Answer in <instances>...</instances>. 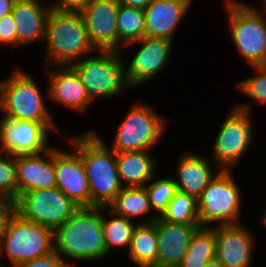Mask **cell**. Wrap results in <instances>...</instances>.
Wrapping results in <instances>:
<instances>
[{"label": "cell", "mask_w": 266, "mask_h": 267, "mask_svg": "<svg viewBox=\"0 0 266 267\" xmlns=\"http://www.w3.org/2000/svg\"><path fill=\"white\" fill-rule=\"evenodd\" d=\"M263 2H264L265 9H266V0H263Z\"/></svg>", "instance_id": "obj_41"}, {"label": "cell", "mask_w": 266, "mask_h": 267, "mask_svg": "<svg viewBox=\"0 0 266 267\" xmlns=\"http://www.w3.org/2000/svg\"><path fill=\"white\" fill-rule=\"evenodd\" d=\"M6 254L14 267L46 256L54 251V231L28 221L16 213L0 237V253Z\"/></svg>", "instance_id": "obj_6"}, {"label": "cell", "mask_w": 266, "mask_h": 267, "mask_svg": "<svg viewBox=\"0 0 266 267\" xmlns=\"http://www.w3.org/2000/svg\"><path fill=\"white\" fill-rule=\"evenodd\" d=\"M99 56L86 57L71 66L86 86L90 98L117 97L124 93L126 81L125 64L117 51H97Z\"/></svg>", "instance_id": "obj_7"}, {"label": "cell", "mask_w": 266, "mask_h": 267, "mask_svg": "<svg viewBox=\"0 0 266 267\" xmlns=\"http://www.w3.org/2000/svg\"><path fill=\"white\" fill-rule=\"evenodd\" d=\"M73 200L57 187L31 190L16 200V212L24 219L55 231L78 209Z\"/></svg>", "instance_id": "obj_10"}, {"label": "cell", "mask_w": 266, "mask_h": 267, "mask_svg": "<svg viewBox=\"0 0 266 267\" xmlns=\"http://www.w3.org/2000/svg\"><path fill=\"white\" fill-rule=\"evenodd\" d=\"M160 218L174 224L200 225L197 199L177 191Z\"/></svg>", "instance_id": "obj_28"}, {"label": "cell", "mask_w": 266, "mask_h": 267, "mask_svg": "<svg viewBox=\"0 0 266 267\" xmlns=\"http://www.w3.org/2000/svg\"><path fill=\"white\" fill-rule=\"evenodd\" d=\"M18 267H69L64 259L54 250L50 254L23 263Z\"/></svg>", "instance_id": "obj_35"}, {"label": "cell", "mask_w": 266, "mask_h": 267, "mask_svg": "<svg viewBox=\"0 0 266 267\" xmlns=\"http://www.w3.org/2000/svg\"><path fill=\"white\" fill-rule=\"evenodd\" d=\"M54 122H34L3 117L0 119V150L13 156L43 154L47 146L48 130Z\"/></svg>", "instance_id": "obj_12"}, {"label": "cell", "mask_w": 266, "mask_h": 267, "mask_svg": "<svg viewBox=\"0 0 266 267\" xmlns=\"http://www.w3.org/2000/svg\"><path fill=\"white\" fill-rule=\"evenodd\" d=\"M139 222L133 232L128 250V256L139 267H157L158 239L155 219Z\"/></svg>", "instance_id": "obj_24"}, {"label": "cell", "mask_w": 266, "mask_h": 267, "mask_svg": "<svg viewBox=\"0 0 266 267\" xmlns=\"http://www.w3.org/2000/svg\"><path fill=\"white\" fill-rule=\"evenodd\" d=\"M56 187L80 207H90V186L80 154L54 148Z\"/></svg>", "instance_id": "obj_15"}, {"label": "cell", "mask_w": 266, "mask_h": 267, "mask_svg": "<svg viewBox=\"0 0 266 267\" xmlns=\"http://www.w3.org/2000/svg\"><path fill=\"white\" fill-rule=\"evenodd\" d=\"M16 213V200L0 196V237L7 230L9 221Z\"/></svg>", "instance_id": "obj_34"}, {"label": "cell", "mask_w": 266, "mask_h": 267, "mask_svg": "<svg viewBox=\"0 0 266 267\" xmlns=\"http://www.w3.org/2000/svg\"><path fill=\"white\" fill-rule=\"evenodd\" d=\"M173 42L164 38L143 37L124 45H142L131 59L130 65L125 67L126 81L130 87L141 85L160 74L168 63Z\"/></svg>", "instance_id": "obj_14"}, {"label": "cell", "mask_w": 266, "mask_h": 267, "mask_svg": "<svg viewBox=\"0 0 266 267\" xmlns=\"http://www.w3.org/2000/svg\"><path fill=\"white\" fill-rule=\"evenodd\" d=\"M0 44H11L12 47L18 45L16 22L12 13L0 19Z\"/></svg>", "instance_id": "obj_33"}, {"label": "cell", "mask_w": 266, "mask_h": 267, "mask_svg": "<svg viewBox=\"0 0 266 267\" xmlns=\"http://www.w3.org/2000/svg\"><path fill=\"white\" fill-rule=\"evenodd\" d=\"M108 211H110L109 215H113V218L107 220L102 215V226L107 255L111 253L113 247L129 248L133 232L137 226V223L133 224L131 219L114 214L110 209Z\"/></svg>", "instance_id": "obj_29"}, {"label": "cell", "mask_w": 266, "mask_h": 267, "mask_svg": "<svg viewBox=\"0 0 266 267\" xmlns=\"http://www.w3.org/2000/svg\"><path fill=\"white\" fill-rule=\"evenodd\" d=\"M207 158L193 153L181 156L178 168V180L174 179L177 190L198 199L215 176Z\"/></svg>", "instance_id": "obj_22"}, {"label": "cell", "mask_w": 266, "mask_h": 267, "mask_svg": "<svg viewBox=\"0 0 266 267\" xmlns=\"http://www.w3.org/2000/svg\"><path fill=\"white\" fill-rule=\"evenodd\" d=\"M92 0H57L51 5V9L63 12H81Z\"/></svg>", "instance_id": "obj_36"}, {"label": "cell", "mask_w": 266, "mask_h": 267, "mask_svg": "<svg viewBox=\"0 0 266 267\" xmlns=\"http://www.w3.org/2000/svg\"><path fill=\"white\" fill-rule=\"evenodd\" d=\"M107 208L114 214L131 220L151 211L145 187H124Z\"/></svg>", "instance_id": "obj_26"}, {"label": "cell", "mask_w": 266, "mask_h": 267, "mask_svg": "<svg viewBox=\"0 0 266 267\" xmlns=\"http://www.w3.org/2000/svg\"><path fill=\"white\" fill-rule=\"evenodd\" d=\"M47 62L56 66L72 65L86 54L97 51L91 44L80 12L51 9L46 22ZM85 55V57H84Z\"/></svg>", "instance_id": "obj_3"}, {"label": "cell", "mask_w": 266, "mask_h": 267, "mask_svg": "<svg viewBox=\"0 0 266 267\" xmlns=\"http://www.w3.org/2000/svg\"><path fill=\"white\" fill-rule=\"evenodd\" d=\"M192 0H153L145 9V37L174 41V33Z\"/></svg>", "instance_id": "obj_20"}, {"label": "cell", "mask_w": 266, "mask_h": 267, "mask_svg": "<svg viewBox=\"0 0 266 267\" xmlns=\"http://www.w3.org/2000/svg\"><path fill=\"white\" fill-rule=\"evenodd\" d=\"M205 267H224V265L217 258H214Z\"/></svg>", "instance_id": "obj_39"}, {"label": "cell", "mask_w": 266, "mask_h": 267, "mask_svg": "<svg viewBox=\"0 0 266 267\" xmlns=\"http://www.w3.org/2000/svg\"><path fill=\"white\" fill-rule=\"evenodd\" d=\"M43 154L15 156L17 198L27 191L56 187L54 148L50 147Z\"/></svg>", "instance_id": "obj_17"}, {"label": "cell", "mask_w": 266, "mask_h": 267, "mask_svg": "<svg viewBox=\"0 0 266 267\" xmlns=\"http://www.w3.org/2000/svg\"><path fill=\"white\" fill-rule=\"evenodd\" d=\"M257 75L246 78L236 84V87L251 99L266 104V68L253 67Z\"/></svg>", "instance_id": "obj_32"}, {"label": "cell", "mask_w": 266, "mask_h": 267, "mask_svg": "<svg viewBox=\"0 0 266 267\" xmlns=\"http://www.w3.org/2000/svg\"><path fill=\"white\" fill-rule=\"evenodd\" d=\"M16 0H0V19L12 12Z\"/></svg>", "instance_id": "obj_38"}, {"label": "cell", "mask_w": 266, "mask_h": 267, "mask_svg": "<svg viewBox=\"0 0 266 267\" xmlns=\"http://www.w3.org/2000/svg\"><path fill=\"white\" fill-rule=\"evenodd\" d=\"M81 156L90 186V207H108L123 189L116 164V152L90 131L69 139Z\"/></svg>", "instance_id": "obj_1"}, {"label": "cell", "mask_w": 266, "mask_h": 267, "mask_svg": "<svg viewBox=\"0 0 266 267\" xmlns=\"http://www.w3.org/2000/svg\"><path fill=\"white\" fill-rule=\"evenodd\" d=\"M158 239L157 267H179L195 232L200 225L169 223L155 219Z\"/></svg>", "instance_id": "obj_19"}, {"label": "cell", "mask_w": 266, "mask_h": 267, "mask_svg": "<svg viewBox=\"0 0 266 267\" xmlns=\"http://www.w3.org/2000/svg\"><path fill=\"white\" fill-rule=\"evenodd\" d=\"M197 202L201 227L240 224L241 194L231 169H219Z\"/></svg>", "instance_id": "obj_8"}, {"label": "cell", "mask_w": 266, "mask_h": 267, "mask_svg": "<svg viewBox=\"0 0 266 267\" xmlns=\"http://www.w3.org/2000/svg\"><path fill=\"white\" fill-rule=\"evenodd\" d=\"M262 222L264 223V225L266 226V212L264 213V216L262 218Z\"/></svg>", "instance_id": "obj_40"}, {"label": "cell", "mask_w": 266, "mask_h": 267, "mask_svg": "<svg viewBox=\"0 0 266 267\" xmlns=\"http://www.w3.org/2000/svg\"><path fill=\"white\" fill-rule=\"evenodd\" d=\"M214 258H216L215 230L211 226L200 227L193 235L179 267H205Z\"/></svg>", "instance_id": "obj_25"}, {"label": "cell", "mask_w": 266, "mask_h": 267, "mask_svg": "<svg viewBox=\"0 0 266 267\" xmlns=\"http://www.w3.org/2000/svg\"><path fill=\"white\" fill-rule=\"evenodd\" d=\"M36 83L30 74L18 68L8 79L0 81V111L5 113L4 117L24 121L53 122Z\"/></svg>", "instance_id": "obj_5"}, {"label": "cell", "mask_w": 266, "mask_h": 267, "mask_svg": "<svg viewBox=\"0 0 266 267\" xmlns=\"http://www.w3.org/2000/svg\"><path fill=\"white\" fill-rule=\"evenodd\" d=\"M231 37L239 55L253 67L266 62V18L265 11L236 0L226 1Z\"/></svg>", "instance_id": "obj_4"}, {"label": "cell", "mask_w": 266, "mask_h": 267, "mask_svg": "<svg viewBox=\"0 0 266 267\" xmlns=\"http://www.w3.org/2000/svg\"><path fill=\"white\" fill-rule=\"evenodd\" d=\"M0 150V196L17 200V172L15 156ZM5 156V157H4Z\"/></svg>", "instance_id": "obj_31"}, {"label": "cell", "mask_w": 266, "mask_h": 267, "mask_svg": "<svg viewBox=\"0 0 266 267\" xmlns=\"http://www.w3.org/2000/svg\"><path fill=\"white\" fill-rule=\"evenodd\" d=\"M51 7L46 8L40 0H16L12 15L16 22L18 45L35 40L45 41L46 22Z\"/></svg>", "instance_id": "obj_21"}, {"label": "cell", "mask_w": 266, "mask_h": 267, "mask_svg": "<svg viewBox=\"0 0 266 267\" xmlns=\"http://www.w3.org/2000/svg\"><path fill=\"white\" fill-rule=\"evenodd\" d=\"M216 237V258L224 267H250L254 236L240 224L212 227Z\"/></svg>", "instance_id": "obj_16"}, {"label": "cell", "mask_w": 266, "mask_h": 267, "mask_svg": "<svg viewBox=\"0 0 266 267\" xmlns=\"http://www.w3.org/2000/svg\"><path fill=\"white\" fill-rule=\"evenodd\" d=\"M120 4L144 10L153 0H117Z\"/></svg>", "instance_id": "obj_37"}, {"label": "cell", "mask_w": 266, "mask_h": 267, "mask_svg": "<svg viewBox=\"0 0 266 267\" xmlns=\"http://www.w3.org/2000/svg\"><path fill=\"white\" fill-rule=\"evenodd\" d=\"M118 52L133 41L145 37V13L144 10L120 4L117 16Z\"/></svg>", "instance_id": "obj_27"}, {"label": "cell", "mask_w": 266, "mask_h": 267, "mask_svg": "<svg viewBox=\"0 0 266 267\" xmlns=\"http://www.w3.org/2000/svg\"><path fill=\"white\" fill-rule=\"evenodd\" d=\"M154 160L148 151L116 153V164L122 187H144L152 180L155 171ZM127 183L123 185V183Z\"/></svg>", "instance_id": "obj_23"}, {"label": "cell", "mask_w": 266, "mask_h": 267, "mask_svg": "<svg viewBox=\"0 0 266 267\" xmlns=\"http://www.w3.org/2000/svg\"><path fill=\"white\" fill-rule=\"evenodd\" d=\"M117 0H92L80 12L91 44L97 51H117Z\"/></svg>", "instance_id": "obj_13"}, {"label": "cell", "mask_w": 266, "mask_h": 267, "mask_svg": "<svg viewBox=\"0 0 266 267\" xmlns=\"http://www.w3.org/2000/svg\"><path fill=\"white\" fill-rule=\"evenodd\" d=\"M144 187L148 193L150 207L158 211V217L166 210L171 199L178 191L174 179L168 177L147 183Z\"/></svg>", "instance_id": "obj_30"}, {"label": "cell", "mask_w": 266, "mask_h": 267, "mask_svg": "<svg viewBox=\"0 0 266 267\" xmlns=\"http://www.w3.org/2000/svg\"><path fill=\"white\" fill-rule=\"evenodd\" d=\"M103 209L106 207H80L54 231V250L69 267L72 266L65 260L66 256L81 261L107 256L100 213Z\"/></svg>", "instance_id": "obj_2"}, {"label": "cell", "mask_w": 266, "mask_h": 267, "mask_svg": "<svg viewBox=\"0 0 266 267\" xmlns=\"http://www.w3.org/2000/svg\"><path fill=\"white\" fill-rule=\"evenodd\" d=\"M165 124L150 106L136 103L120 123L110 148L116 153L149 151L163 135Z\"/></svg>", "instance_id": "obj_9"}, {"label": "cell", "mask_w": 266, "mask_h": 267, "mask_svg": "<svg viewBox=\"0 0 266 267\" xmlns=\"http://www.w3.org/2000/svg\"><path fill=\"white\" fill-rule=\"evenodd\" d=\"M60 67L57 66L56 71L46 68L43 70L49 77L46 97L72 110L84 112L88 108V104L90 105L92 102L86 86L72 66Z\"/></svg>", "instance_id": "obj_18"}, {"label": "cell", "mask_w": 266, "mask_h": 267, "mask_svg": "<svg viewBox=\"0 0 266 267\" xmlns=\"http://www.w3.org/2000/svg\"><path fill=\"white\" fill-rule=\"evenodd\" d=\"M218 131L213 145V162L231 169L248 150L253 139L250 105H235Z\"/></svg>", "instance_id": "obj_11"}]
</instances>
